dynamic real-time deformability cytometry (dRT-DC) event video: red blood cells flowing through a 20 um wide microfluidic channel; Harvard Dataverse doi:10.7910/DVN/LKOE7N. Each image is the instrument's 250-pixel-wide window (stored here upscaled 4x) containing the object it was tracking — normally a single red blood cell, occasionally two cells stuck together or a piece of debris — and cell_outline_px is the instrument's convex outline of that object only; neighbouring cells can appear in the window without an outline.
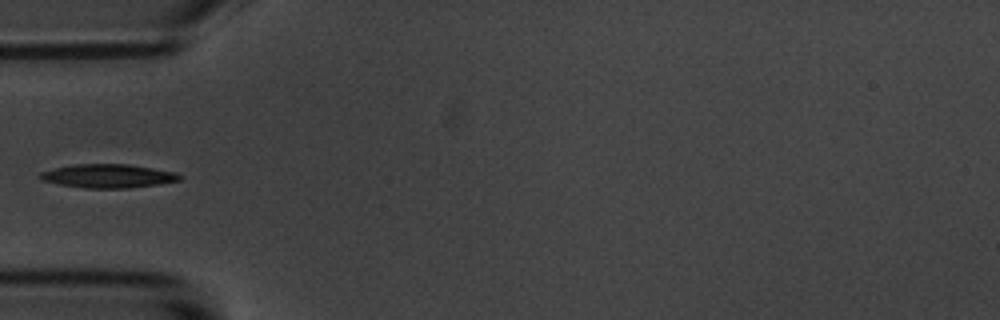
{"species": "common noctule bat (a hibernating species)", "species_latin": "Nyctalus noctula", "temperature_condition": "room temperature", "stored_images_in_passage": 9, "camera_frame_rate_fps": 3000, "um_per_image_px": 0.085, "animal": {"sex": "male", "body_mass_g": 20.1, "forearm_length_mm": 53.5}, "frame": {"image": 1, "passage_image": 7, "time_ms": 7.0, "image_size_px": [1000, 320], "cell_outline_px": [[184, 176], [180, 180], [160, 184], [128, 188], [84, 188], [60, 184], [40, 180], [36, 176], [40, 172], [56, 168], [76, 164], [128, 164], [176, 172]], "centroid_in_image_um": [9.19, 14.96], "position_along_channel_um": 75.8, "area_um2": 19.31}}
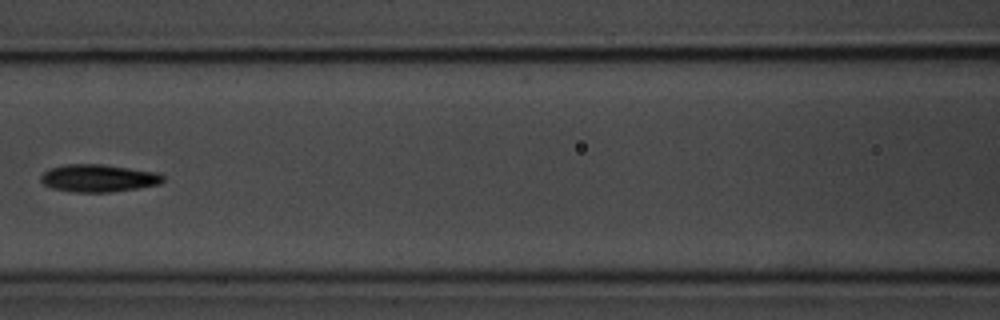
{"frame": {"image": 2, "passage_image": 9, "time_ms": 9.333, "image_size_px": [1000, 320], "cell_outline_px": [[164, 180], [160, 184], [112, 192], [72, 192], [52, 188], [44, 184], [40, 180], [40, 176], [48, 168], [64, 164], [100, 164], [160, 172], [164, 176]], "centroid_in_image_um": [8.36, 15.14], "position_along_channel_um": 158.2, "area_um2": 19.77}}